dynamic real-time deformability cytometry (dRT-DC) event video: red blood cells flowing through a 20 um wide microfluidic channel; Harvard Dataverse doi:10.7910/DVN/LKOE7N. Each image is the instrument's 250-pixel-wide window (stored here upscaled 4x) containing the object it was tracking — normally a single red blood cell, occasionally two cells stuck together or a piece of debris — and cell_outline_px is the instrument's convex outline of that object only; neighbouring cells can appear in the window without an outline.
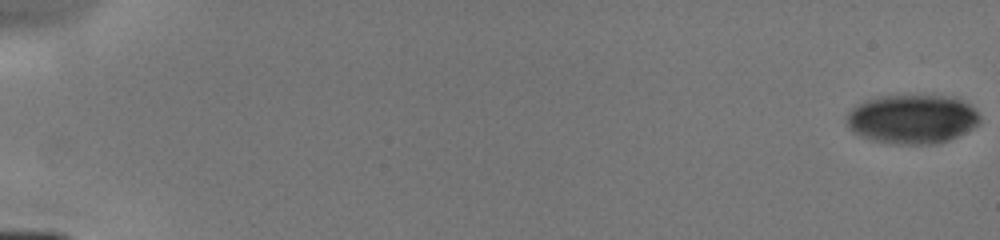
{"species": "human", "species_latin": "Homo sapiens", "temperature_condition": "cold", "stored_images_in_passage": 8, "camera_frame_rate_fps": 3000, "um_per_image_px": 0.085, "donor": {"sex": "male"}, "frame": {"image": 1, "passage_image": 1, "time_ms": 0.0, "image_size_px": [1000, 240], "cell_outline_px": [[980, 124], [948, 140], [936, 144], [896, 144], [872, 140], [860, 136], [852, 132], [848, 128], [848, 112], [852, 108], [868, 100], [884, 96], [952, 96], [976, 108], [980, 116]], "centroid_in_image_um": [77.56, 10.13], "position_along_channel_um": 7.4, "area_um2": 37.92}}
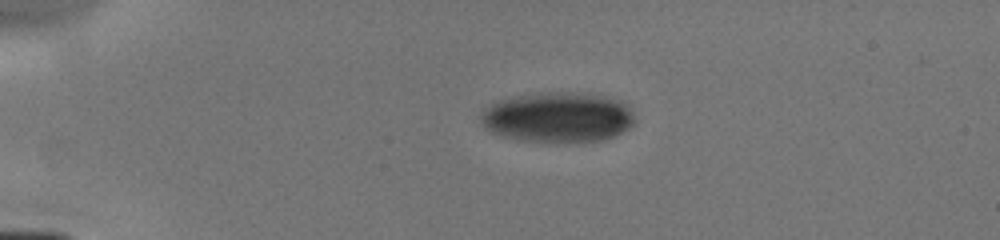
{"frame": {"image": 2, "passage_image": 6, "time_ms": 4.0, "image_size_px": [1000, 240], "cell_outline_px": [[636, 120], [628, 128], [612, 136], [600, 140], [556, 144], [516, 140], [500, 136], [492, 132], [480, 124], [480, 116], [484, 108], [500, 100], [520, 96], [548, 92], [588, 92], [608, 96], [624, 100], [628, 104]], "centroid_in_image_um": [47.44, 9.98], "position_along_channel_um": 37.6, "area_um2": 46.01}}